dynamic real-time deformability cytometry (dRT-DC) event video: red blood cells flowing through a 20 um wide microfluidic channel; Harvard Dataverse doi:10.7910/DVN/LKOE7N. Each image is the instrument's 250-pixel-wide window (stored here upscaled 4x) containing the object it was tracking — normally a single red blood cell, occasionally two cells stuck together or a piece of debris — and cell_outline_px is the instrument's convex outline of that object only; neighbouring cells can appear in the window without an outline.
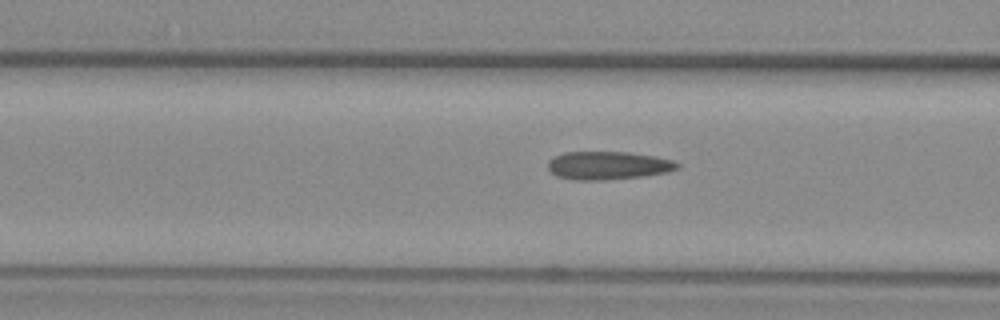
{"species": "common noctule bat (a hibernating species)", "species_latin": "Nyctalus noctula", "temperature_condition": "warm", "stored_images_in_passage": 34, "camera_frame_rate_fps": 3000, "um_per_image_px": 0.085, "animal": {"sex": "female", "body_mass_g": 29.2, "forearm_length_mm": 56.3}, "frame": {"image": 1, "passage_image": 8, "time_ms": 2.333, "image_size_px": [1000, 320], "cell_outline_px": [[680, 168], [664, 172], [644, 176], [604, 180], [576, 180], [556, 176], [548, 168], [548, 160], [552, 156], [564, 152], [628, 152], [656, 156], [672, 160], [680, 164]], "centroid_in_image_um": [51.66, 14.06], "position_along_channel_um": 114.9, "area_um2": 21.33}}
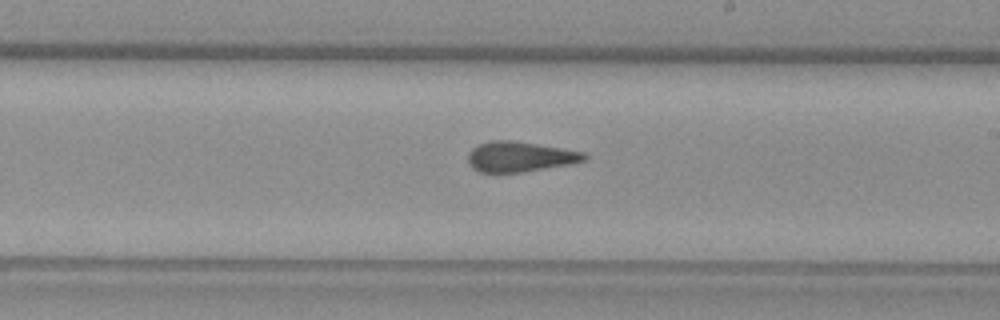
{"frame": {"image": 2, "passage_image": 18, "time_ms": 5.667, "image_size_px": [1000, 320], "cell_outline_px": [[588, 156], [584, 160], [568, 164], [520, 172], [480, 172], [472, 168], [468, 164], [468, 152], [476, 144], [492, 140], [508, 140], [560, 148], [584, 152]], "centroid_in_image_um": [44.11, 13.31], "position_along_channel_um": 244.9, "area_um2": 20.17}}
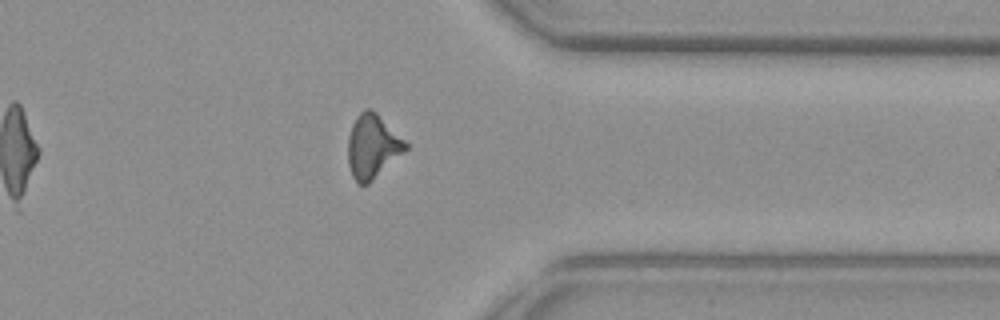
{"frame": {"image": 3, "passage_image": 29, "time_ms": 9.333, "image_size_px": [1000, 320], "cell_outline_px": [[408, 148], [404, 152], [368, 184], [356, 184], [352, 176], [348, 164], [348, 136], [352, 124], [356, 116], [364, 108], [372, 108], [408, 144]], "centroid_in_image_um": [31.63, 12.44], "position_along_channel_um": 379.8, "area_um2": 21.39}, "authors_computed_cell_mechanics": {"area_um2": 20.9814, "velocity_mm_per_s": 3.9021, "shape_relaxation_time_tau1_ms": null, "shape_relaxation_time_tau2_ms": 1.9332, "deformation_change_tau1": null, "deformation_change_tau2": 0.1281}}